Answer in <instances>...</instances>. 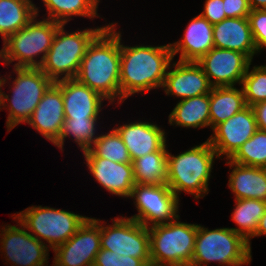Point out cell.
I'll list each match as a JSON object with an SVG mask.
<instances>
[{"instance_id": "obj_28", "label": "cell", "mask_w": 266, "mask_h": 266, "mask_svg": "<svg viewBox=\"0 0 266 266\" xmlns=\"http://www.w3.org/2000/svg\"><path fill=\"white\" fill-rule=\"evenodd\" d=\"M232 220L239 226L231 228L235 233L242 235L249 243L255 235L258 223L266 210V201L259 199H235Z\"/></svg>"}, {"instance_id": "obj_32", "label": "cell", "mask_w": 266, "mask_h": 266, "mask_svg": "<svg viewBox=\"0 0 266 266\" xmlns=\"http://www.w3.org/2000/svg\"><path fill=\"white\" fill-rule=\"evenodd\" d=\"M89 149L100 158L119 163H132L128 149L115 128L109 133L99 135Z\"/></svg>"}, {"instance_id": "obj_27", "label": "cell", "mask_w": 266, "mask_h": 266, "mask_svg": "<svg viewBox=\"0 0 266 266\" xmlns=\"http://www.w3.org/2000/svg\"><path fill=\"white\" fill-rule=\"evenodd\" d=\"M167 144L160 150L135 159L134 180L141 185H162L167 182Z\"/></svg>"}, {"instance_id": "obj_33", "label": "cell", "mask_w": 266, "mask_h": 266, "mask_svg": "<svg viewBox=\"0 0 266 266\" xmlns=\"http://www.w3.org/2000/svg\"><path fill=\"white\" fill-rule=\"evenodd\" d=\"M243 77L241 86L247 106L255 105L259 102L266 101V69L260 66H254Z\"/></svg>"}, {"instance_id": "obj_23", "label": "cell", "mask_w": 266, "mask_h": 266, "mask_svg": "<svg viewBox=\"0 0 266 266\" xmlns=\"http://www.w3.org/2000/svg\"><path fill=\"white\" fill-rule=\"evenodd\" d=\"M230 169L229 188L235 199H259L266 201V168L244 166L228 159Z\"/></svg>"}, {"instance_id": "obj_9", "label": "cell", "mask_w": 266, "mask_h": 266, "mask_svg": "<svg viewBox=\"0 0 266 266\" xmlns=\"http://www.w3.org/2000/svg\"><path fill=\"white\" fill-rule=\"evenodd\" d=\"M13 216L39 241L46 240L53 250L71 238L88 218L41 205L28 207Z\"/></svg>"}, {"instance_id": "obj_13", "label": "cell", "mask_w": 266, "mask_h": 266, "mask_svg": "<svg viewBox=\"0 0 266 266\" xmlns=\"http://www.w3.org/2000/svg\"><path fill=\"white\" fill-rule=\"evenodd\" d=\"M15 225H5L0 232V250L12 266H47L49 247L39 241L18 221ZM26 230V231H25Z\"/></svg>"}, {"instance_id": "obj_4", "label": "cell", "mask_w": 266, "mask_h": 266, "mask_svg": "<svg viewBox=\"0 0 266 266\" xmlns=\"http://www.w3.org/2000/svg\"><path fill=\"white\" fill-rule=\"evenodd\" d=\"M14 71L17 77L12 81L11 97L1 90L2 85L6 84V77L0 79V109L7 106L5 109L9 110L6 121L8 132L18 124L27 123L30 120L44 93L54 83L38 67H14ZM6 101H8L7 104Z\"/></svg>"}, {"instance_id": "obj_35", "label": "cell", "mask_w": 266, "mask_h": 266, "mask_svg": "<svg viewBox=\"0 0 266 266\" xmlns=\"http://www.w3.org/2000/svg\"><path fill=\"white\" fill-rule=\"evenodd\" d=\"M212 25L226 19L223 0H206L203 12L200 14Z\"/></svg>"}, {"instance_id": "obj_38", "label": "cell", "mask_w": 266, "mask_h": 266, "mask_svg": "<svg viewBox=\"0 0 266 266\" xmlns=\"http://www.w3.org/2000/svg\"><path fill=\"white\" fill-rule=\"evenodd\" d=\"M251 107L255 115L258 129L266 131V101L259 102Z\"/></svg>"}, {"instance_id": "obj_29", "label": "cell", "mask_w": 266, "mask_h": 266, "mask_svg": "<svg viewBox=\"0 0 266 266\" xmlns=\"http://www.w3.org/2000/svg\"><path fill=\"white\" fill-rule=\"evenodd\" d=\"M48 12L47 19L67 24L72 16L94 18L100 0H42Z\"/></svg>"}, {"instance_id": "obj_8", "label": "cell", "mask_w": 266, "mask_h": 266, "mask_svg": "<svg viewBox=\"0 0 266 266\" xmlns=\"http://www.w3.org/2000/svg\"><path fill=\"white\" fill-rule=\"evenodd\" d=\"M36 17L37 15L25 27L3 41L0 61L2 58L5 66L14 61H18L14 67L39 68L42 65L61 24L47 18L36 21ZM35 57L41 59L36 60Z\"/></svg>"}, {"instance_id": "obj_6", "label": "cell", "mask_w": 266, "mask_h": 266, "mask_svg": "<svg viewBox=\"0 0 266 266\" xmlns=\"http://www.w3.org/2000/svg\"><path fill=\"white\" fill-rule=\"evenodd\" d=\"M175 220L150 225L151 266H189L197 234V224Z\"/></svg>"}, {"instance_id": "obj_34", "label": "cell", "mask_w": 266, "mask_h": 266, "mask_svg": "<svg viewBox=\"0 0 266 266\" xmlns=\"http://www.w3.org/2000/svg\"><path fill=\"white\" fill-rule=\"evenodd\" d=\"M248 20L258 54L266 48V9L251 10Z\"/></svg>"}, {"instance_id": "obj_19", "label": "cell", "mask_w": 266, "mask_h": 266, "mask_svg": "<svg viewBox=\"0 0 266 266\" xmlns=\"http://www.w3.org/2000/svg\"><path fill=\"white\" fill-rule=\"evenodd\" d=\"M128 149L132 162L166 145L165 131L154 123L135 121L115 128Z\"/></svg>"}, {"instance_id": "obj_16", "label": "cell", "mask_w": 266, "mask_h": 266, "mask_svg": "<svg viewBox=\"0 0 266 266\" xmlns=\"http://www.w3.org/2000/svg\"><path fill=\"white\" fill-rule=\"evenodd\" d=\"M86 165L97 182L109 193L129 198L135 186L133 164L97 157L90 149L83 151Z\"/></svg>"}, {"instance_id": "obj_30", "label": "cell", "mask_w": 266, "mask_h": 266, "mask_svg": "<svg viewBox=\"0 0 266 266\" xmlns=\"http://www.w3.org/2000/svg\"><path fill=\"white\" fill-rule=\"evenodd\" d=\"M97 119L99 118H65L61 135L54 145L62 151L65 138L71 136L82 151L89 149L99 137L95 136Z\"/></svg>"}, {"instance_id": "obj_22", "label": "cell", "mask_w": 266, "mask_h": 266, "mask_svg": "<svg viewBox=\"0 0 266 266\" xmlns=\"http://www.w3.org/2000/svg\"><path fill=\"white\" fill-rule=\"evenodd\" d=\"M214 47L246 54L257 53L248 18H226L213 25Z\"/></svg>"}, {"instance_id": "obj_39", "label": "cell", "mask_w": 266, "mask_h": 266, "mask_svg": "<svg viewBox=\"0 0 266 266\" xmlns=\"http://www.w3.org/2000/svg\"><path fill=\"white\" fill-rule=\"evenodd\" d=\"M120 266H148L142 259L120 255Z\"/></svg>"}, {"instance_id": "obj_24", "label": "cell", "mask_w": 266, "mask_h": 266, "mask_svg": "<svg viewBox=\"0 0 266 266\" xmlns=\"http://www.w3.org/2000/svg\"><path fill=\"white\" fill-rule=\"evenodd\" d=\"M246 107L242 88L213 87L210 91V128L213 130L218 124L225 122Z\"/></svg>"}, {"instance_id": "obj_10", "label": "cell", "mask_w": 266, "mask_h": 266, "mask_svg": "<svg viewBox=\"0 0 266 266\" xmlns=\"http://www.w3.org/2000/svg\"><path fill=\"white\" fill-rule=\"evenodd\" d=\"M112 222V225L107 226L101 224V248L142 259L151 266L148 227L124 216L117 217Z\"/></svg>"}, {"instance_id": "obj_7", "label": "cell", "mask_w": 266, "mask_h": 266, "mask_svg": "<svg viewBox=\"0 0 266 266\" xmlns=\"http://www.w3.org/2000/svg\"><path fill=\"white\" fill-rule=\"evenodd\" d=\"M252 255L248 241L231 228L209 230L197 224L193 257L189 266L219 265L242 266L251 262Z\"/></svg>"}, {"instance_id": "obj_5", "label": "cell", "mask_w": 266, "mask_h": 266, "mask_svg": "<svg viewBox=\"0 0 266 266\" xmlns=\"http://www.w3.org/2000/svg\"><path fill=\"white\" fill-rule=\"evenodd\" d=\"M64 26L57 28L51 48L39 67L53 82L76 78L89 45L108 25L71 33L65 32Z\"/></svg>"}, {"instance_id": "obj_11", "label": "cell", "mask_w": 266, "mask_h": 266, "mask_svg": "<svg viewBox=\"0 0 266 266\" xmlns=\"http://www.w3.org/2000/svg\"><path fill=\"white\" fill-rule=\"evenodd\" d=\"M130 198H134L138 214L130 217L146 227L175 220L179 215V198L167 186L135 184ZM178 211V212H177Z\"/></svg>"}, {"instance_id": "obj_12", "label": "cell", "mask_w": 266, "mask_h": 266, "mask_svg": "<svg viewBox=\"0 0 266 266\" xmlns=\"http://www.w3.org/2000/svg\"><path fill=\"white\" fill-rule=\"evenodd\" d=\"M101 249V220L88 217L77 232L55 248L52 266H93Z\"/></svg>"}, {"instance_id": "obj_41", "label": "cell", "mask_w": 266, "mask_h": 266, "mask_svg": "<svg viewBox=\"0 0 266 266\" xmlns=\"http://www.w3.org/2000/svg\"><path fill=\"white\" fill-rule=\"evenodd\" d=\"M251 10L266 9V0H248Z\"/></svg>"}, {"instance_id": "obj_21", "label": "cell", "mask_w": 266, "mask_h": 266, "mask_svg": "<svg viewBox=\"0 0 266 266\" xmlns=\"http://www.w3.org/2000/svg\"><path fill=\"white\" fill-rule=\"evenodd\" d=\"M65 118L98 117L105 98L76 78L62 80Z\"/></svg>"}, {"instance_id": "obj_36", "label": "cell", "mask_w": 266, "mask_h": 266, "mask_svg": "<svg viewBox=\"0 0 266 266\" xmlns=\"http://www.w3.org/2000/svg\"><path fill=\"white\" fill-rule=\"evenodd\" d=\"M226 18H248L251 8L248 0H223Z\"/></svg>"}, {"instance_id": "obj_3", "label": "cell", "mask_w": 266, "mask_h": 266, "mask_svg": "<svg viewBox=\"0 0 266 266\" xmlns=\"http://www.w3.org/2000/svg\"><path fill=\"white\" fill-rule=\"evenodd\" d=\"M214 158H219L209 141L191 149L167 155V186L177 198L182 191L203 198L208 194V182L211 177Z\"/></svg>"}, {"instance_id": "obj_2", "label": "cell", "mask_w": 266, "mask_h": 266, "mask_svg": "<svg viewBox=\"0 0 266 266\" xmlns=\"http://www.w3.org/2000/svg\"><path fill=\"white\" fill-rule=\"evenodd\" d=\"M120 33L121 103L129 96L162 88L173 58L170 44L124 46Z\"/></svg>"}, {"instance_id": "obj_37", "label": "cell", "mask_w": 266, "mask_h": 266, "mask_svg": "<svg viewBox=\"0 0 266 266\" xmlns=\"http://www.w3.org/2000/svg\"><path fill=\"white\" fill-rule=\"evenodd\" d=\"M119 254L107 249H100L95 256L93 266H120Z\"/></svg>"}, {"instance_id": "obj_40", "label": "cell", "mask_w": 266, "mask_h": 266, "mask_svg": "<svg viewBox=\"0 0 266 266\" xmlns=\"http://www.w3.org/2000/svg\"><path fill=\"white\" fill-rule=\"evenodd\" d=\"M261 235H266V210L264 215L261 217L257 230L255 232V235L253 237L261 236Z\"/></svg>"}, {"instance_id": "obj_20", "label": "cell", "mask_w": 266, "mask_h": 266, "mask_svg": "<svg viewBox=\"0 0 266 266\" xmlns=\"http://www.w3.org/2000/svg\"><path fill=\"white\" fill-rule=\"evenodd\" d=\"M170 46L173 58L179 52V61L197 62L214 48L213 25L199 14L190 20L183 38Z\"/></svg>"}, {"instance_id": "obj_14", "label": "cell", "mask_w": 266, "mask_h": 266, "mask_svg": "<svg viewBox=\"0 0 266 266\" xmlns=\"http://www.w3.org/2000/svg\"><path fill=\"white\" fill-rule=\"evenodd\" d=\"M251 62L244 53L216 47L197 61L212 87L241 85Z\"/></svg>"}, {"instance_id": "obj_17", "label": "cell", "mask_w": 266, "mask_h": 266, "mask_svg": "<svg viewBox=\"0 0 266 266\" xmlns=\"http://www.w3.org/2000/svg\"><path fill=\"white\" fill-rule=\"evenodd\" d=\"M64 121L62 80H60L54 82L44 93L27 124L54 144L61 135Z\"/></svg>"}, {"instance_id": "obj_26", "label": "cell", "mask_w": 266, "mask_h": 266, "mask_svg": "<svg viewBox=\"0 0 266 266\" xmlns=\"http://www.w3.org/2000/svg\"><path fill=\"white\" fill-rule=\"evenodd\" d=\"M38 13V7L31 0H0V35L3 41L25 27Z\"/></svg>"}, {"instance_id": "obj_1", "label": "cell", "mask_w": 266, "mask_h": 266, "mask_svg": "<svg viewBox=\"0 0 266 266\" xmlns=\"http://www.w3.org/2000/svg\"><path fill=\"white\" fill-rule=\"evenodd\" d=\"M108 26L92 41L82 58L76 79L101 94L110 104L120 92V31Z\"/></svg>"}, {"instance_id": "obj_18", "label": "cell", "mask_w": 266, "mask_h": 266, "mask_svg": "<svg viewBox=\"0 0 266 266\" xmlns=\"http://www.w3.org/2000/svg\"><path fill=\"white\" fill-rule=\"evenodd\" d=\"M172 64L174 69L167 71L162 87L166 95L184 100L210 93L213 87L197 62L178 61Z\"/></svg>"}, {"instance_id": "obj_15", "label": "cell", "mask_w": 266, "mask_h": 266, "mask_svg": "<svg viewBox=\"0 0 266 266\" xmlns=\"http://www.w3.org/2000/svg\"><path fill=\"white\" fill-rule=\"evenodd\" d=\"M258 130L251 106H247L225 122L218 124L207 139L220 158L230 159Z\"/></svg>"}, {"instance_id": "obj_25", "label": "cell", "mask_w": 266, "mask_h": 266, "mask_svg": "<svg viewBox=\"0 0 266 266\" xmlns=\"http://www.w3.org/2000/svg\"><path fill=\"white\" fill-rule=\"evenodd\" d=\"M210 93L179 101L169 114V124L186 128L210 126Z\"/></svg>"}, {"instance_id": "obj_31", "label": "cell", "mask_w": 266, "mask_h": 266, "mask_svg": "<svg viewBox=\"0 0 266 266\" xmlns=\"http://www.w3.org/2000/svg\"><path fill=\"white\" fill-rule=\"evenodd\" d=\"M229 160L244 166L266 168V131L258 129Z\"/></svg>"}]
</instances>
